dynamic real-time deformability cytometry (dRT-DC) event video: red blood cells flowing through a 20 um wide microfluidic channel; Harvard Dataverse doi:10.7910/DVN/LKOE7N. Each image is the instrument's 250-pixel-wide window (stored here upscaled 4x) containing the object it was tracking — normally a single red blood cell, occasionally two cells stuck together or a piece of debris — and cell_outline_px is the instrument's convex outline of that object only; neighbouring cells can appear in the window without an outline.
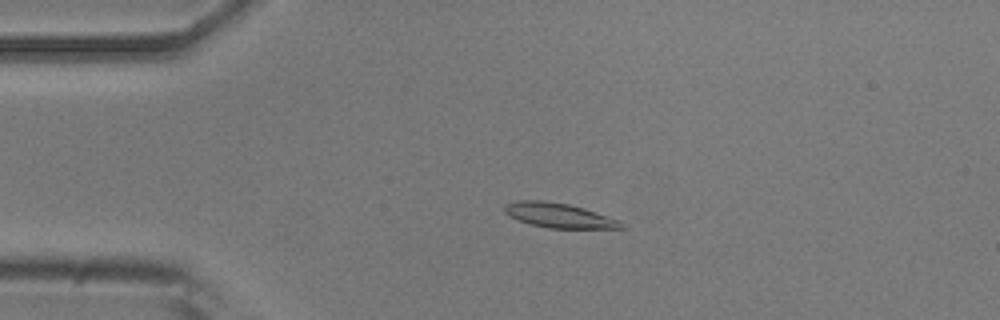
{"species": "common noctule bat (a hibernating species)", "species_latin": "Nyctalus noctula", "temperature_condition": "room temperature", "stored_images_in_passage": 53, "camera_frame_rate_fps": 3000, "um_per_image_px": 0.085, "animal": {"sex": "male", "body_mass_g": 20.5, "forearm_length_mm": 52.5}, "frame": {"image": 1, "passage_image": 11, "time_ms": 3.333, "image_size_px": [1000, 320], "cell_outline_px": [[624, 228], [548, 228], [532, 224], [508, 216], [504, 212], [504, 204], [516, 200], [544, 200], [568, 204], [584, 208], [620, 220], [624, 224]], "centroid_in_image_um": [47.49, 18.3], "position_along_channel_um": 37.5, "area_um2": 16.76}}
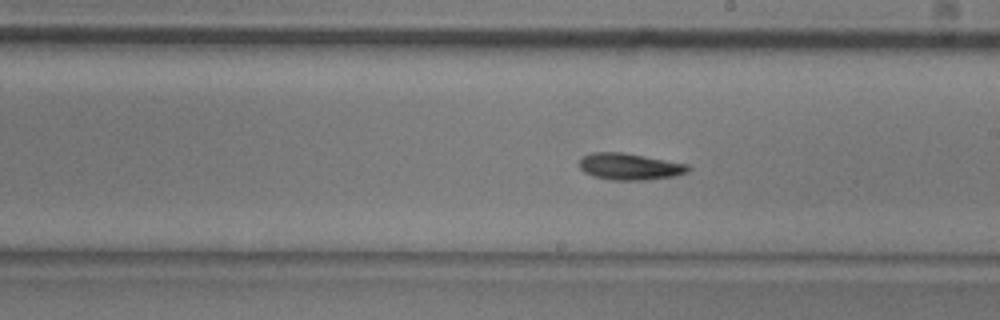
{"frame": {"image": 2, "passage_image": 29, "time_ms": 9.333, "image_size_px": [1000, 320], "cell_outline_px": [[692, 168], [688, 172], [676, 176], [648, 180], [612, 180], [592, 176], [584, 172], [580, 168], [580, 160], [584, 156], [592, 152], [624, 152], [688, 164]], "centroid_in_image_um": [53.56, 14.16], "position_along_channel_um": 235.4, "area_um2": 17.05}}
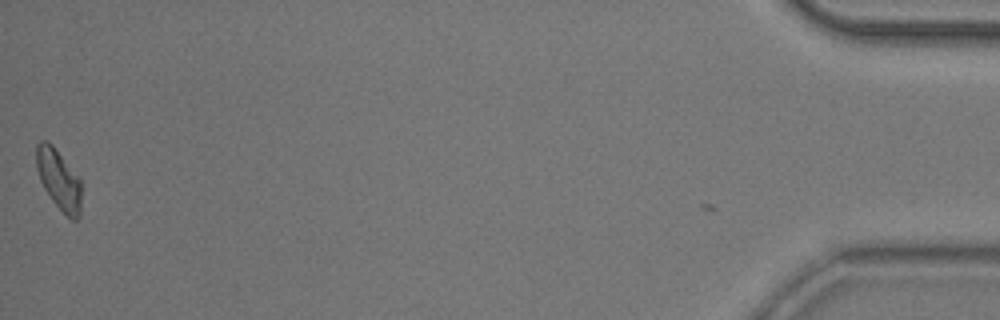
{"frame": {"image": 3, "passage_image": 52, "time_ms": 17.0, "image_size_px": [1000, 320], "cell_outline_px": [[80, 216], [76, 220], [72, 220], [52, 200], [44, 188], [40, 180], [36, 168], [36, 144], [40, 140], [48, 140], [52, 144], [80, 176]], "centroid_in_image_um": [4.99, 15.2], "position_along_channel_um": 430.2, "area_um2": 15.9}, "authors_computed_cell_mechanics": {"area_um2": 16.2418, "velocity_mm_per_s": 3.8211, "shape_relaxation_time_tau1_ms": 4.3332, "shape_relaxation_time_tau2_ms": 5.8495, "deformation_change_tau1": 0.1487, "deformation_change_tau2": 0.1472}}